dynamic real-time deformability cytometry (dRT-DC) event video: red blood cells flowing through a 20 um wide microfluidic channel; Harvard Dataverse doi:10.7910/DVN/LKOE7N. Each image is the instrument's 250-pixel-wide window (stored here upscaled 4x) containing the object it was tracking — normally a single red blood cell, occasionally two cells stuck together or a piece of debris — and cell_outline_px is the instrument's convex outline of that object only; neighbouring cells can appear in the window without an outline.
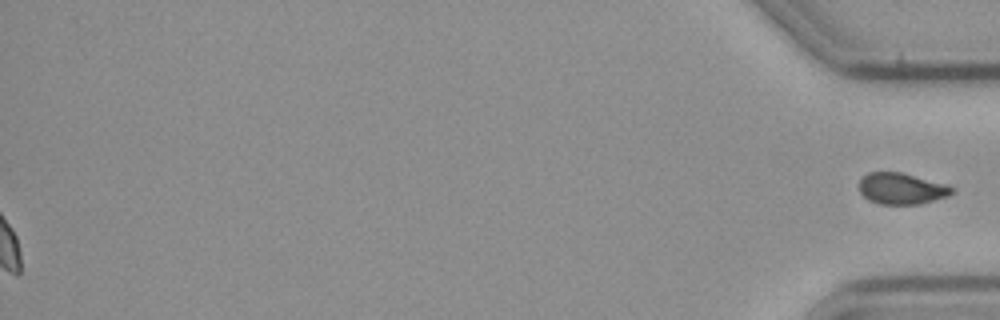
{"species": "common noctule bat (a hibernating species)", "species_latin": "Nyctalus noctula", "temperature_condition": "cold", "stored_images_in_passage": 52, "segment_of_instrument_passage": [2, 2], "camera_frame_rate_fps": 3000, "um_per_image_px": 0.085, "animal": {"sex": "male", "body_mass_g": 23.1, "forearm_length_mm": 52.7}, "frame": {"image": 1, "passage_image": 52, "time_ms": 17.0, "image_size_px": [1000, 320], "cell_outline_px": [[956, 192], [948, 196], [920, 204], [880, 204], [868, 200], [860, 192], [860, 180], [868, 172], [900, 172], [944, 184], [952, 188]], "centroid_in_image_um": [76.62, 16.04], "position_along_channel_um": 358.6, "area_um2": 16.7}}